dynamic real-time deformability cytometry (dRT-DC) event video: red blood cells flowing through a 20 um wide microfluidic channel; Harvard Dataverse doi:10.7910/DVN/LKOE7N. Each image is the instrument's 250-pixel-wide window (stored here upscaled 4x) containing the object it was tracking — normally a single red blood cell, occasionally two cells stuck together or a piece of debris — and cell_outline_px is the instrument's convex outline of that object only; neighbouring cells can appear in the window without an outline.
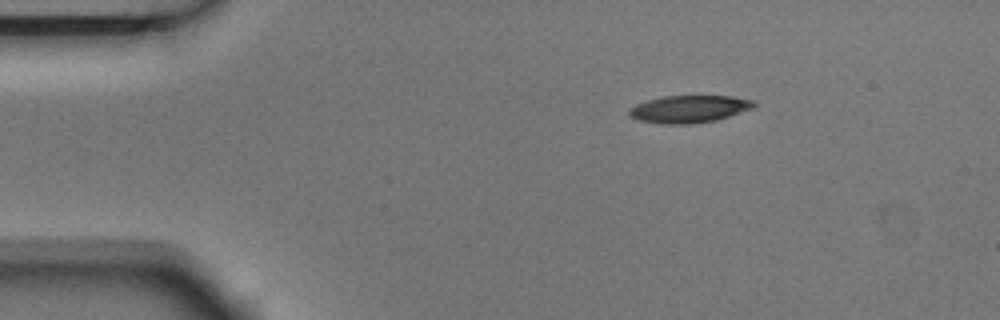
{"species": "Egyptian fruit bat (a non-hibernating species)", "species_latin": "Rousettus aegyptiacus", "temperature_condition": "room temperature", "stored_images_in_passage": 3, "camera_frame_rate_fps": 3000, "um_per_image_px": 0.085, "animal": {"sex": "male"}, "frame": {"image": 1, "passage_image": 1, "time_ms": 0.0, "image_size_px": [1000, 320], "cell_outline_px": [[756, 104], [752, 108], [716, 120], [692, 124], [660, 124], [640, 120], [632, 116], [628, 112], [628, 108], [636, 104], [648, 100], [664, 96], [732, 96], [752, 100]], "centroid_in_image_um": [58.55, 9.27], "position_along_channel_um": 26.4, "area_um2": 19.71}}